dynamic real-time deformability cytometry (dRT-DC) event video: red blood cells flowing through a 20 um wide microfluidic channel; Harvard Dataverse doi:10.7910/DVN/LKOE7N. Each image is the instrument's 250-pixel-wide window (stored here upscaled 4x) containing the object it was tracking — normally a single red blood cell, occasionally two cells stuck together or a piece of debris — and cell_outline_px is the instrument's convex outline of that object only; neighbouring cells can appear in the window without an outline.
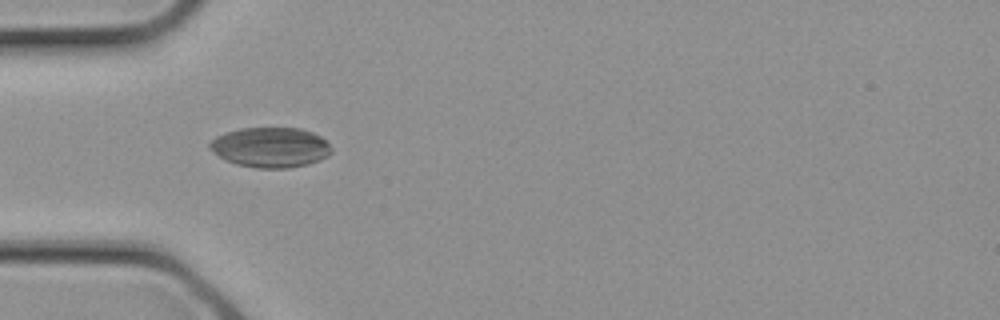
{"species": "common noctule bat (a hibernating species)", "species_latin": "Nyctalus noctula", "temperature_condition": "cold", "stored_images_in_passage": 3, "camera_frame_rate_fps": 3000, "um_per_image_px": 0.085, "animal": {"sex": "female", "body_mass_g": 21.9}, "frame": {"image": 1, "passage_image": 3, "time_ms": 0.667, "image_size_px": [1000, 320], "cell_outline_px": [[332, 152], [328, 156], [320, 160], [308, 164], [288, 168], [256, 168], [236, 164], [212, 152], [208, 148], [208, 144], [216, 136], [240, 128], [300, 128], [312, 132], [320, 136], [332, 148]], "centroid_in_image_um": [23.0, 12.53], "position_along_channel_um": 62.0, "area_um2": 28.38}}